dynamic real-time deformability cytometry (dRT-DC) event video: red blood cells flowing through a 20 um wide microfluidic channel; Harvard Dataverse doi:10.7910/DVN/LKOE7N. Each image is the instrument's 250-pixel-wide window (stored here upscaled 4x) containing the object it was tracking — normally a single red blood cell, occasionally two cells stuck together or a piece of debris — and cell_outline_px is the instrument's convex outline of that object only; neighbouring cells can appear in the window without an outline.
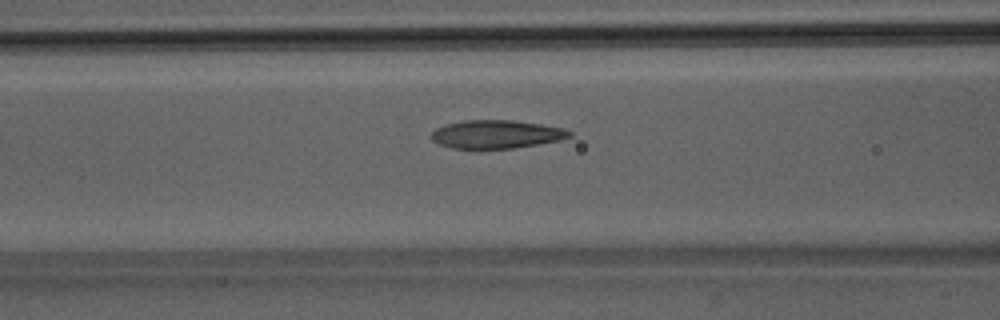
{"species": "Egyptian fruit bat (a non-hibernating species)", "species_latin": "Rousettus aegyptiacus", "temperature_condition": "room temperature", "stored_images_in_passage": 50, "camera_frame_rate_fps": 3000, "um_per_image_px": 0.085, "animal": {"sex": "male"}, "frame": {"image": 1, "passage_image": 21, "time_ms": 6.667, "image_size_px": [1000, 320], "cell_outline_px": [[572, 136], [560, 140], [512, 148], [452, 148], [440, 144], [432, 140], [432, 132], [436, 128], [444, 124], [464, 120], [512, 120], [540, 124], [564, 128], [572, 132]], "centroid_in_image_um": [42.19, 11.4], "position_along_channel_um": 124.4, "area_um2": 22.6}}
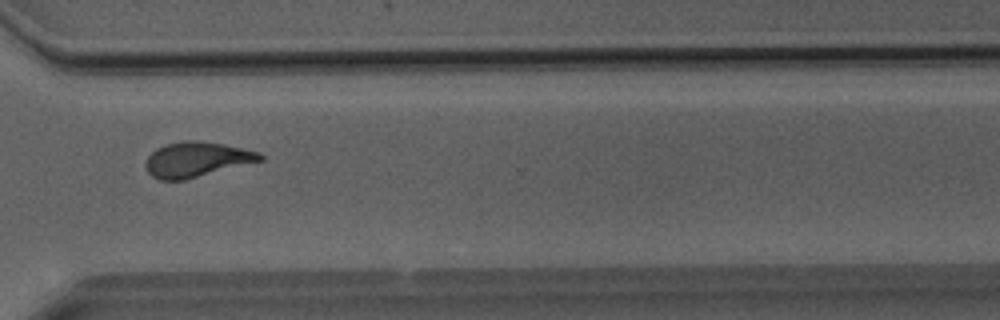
{"frame": {"image": 2, "passage_image": 38, "time_ms": 12.333, "image_size_px": [1000, 320], "cell_outline_px": [[264, 160], [184, 180], [160, 180], [152, 176], [148, 172], [144, 164], [148, 156], [156, 148], [164, 144], [184, 140], [196, 140], [224, 144], [260, 152], [264, 156]], "centroid_in_image_um": [16.7, 13.55], "position_along_channel_um": 353.9, "area_um2": 23.47}}
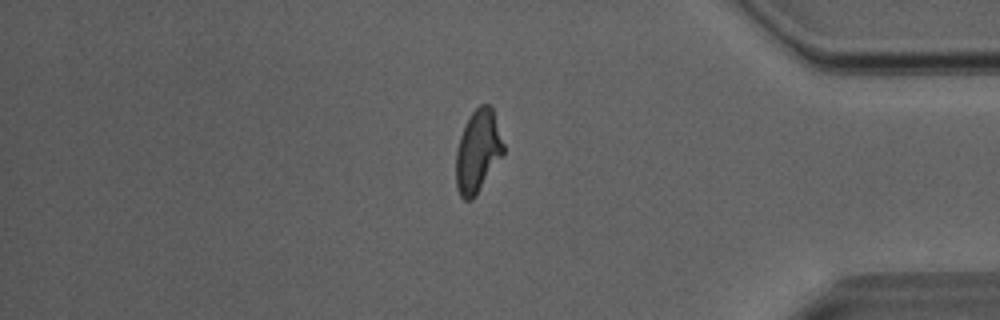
{"frame": {"image": 3, "passage_image": 43, "time_ms": 14.0, "image_size_px": [1000, 320], "cell_outline_px": [[504, 152], [472, 200], [464, 200], [460, 196], [456, 188], [456, 152], [460, 136], [472, 112], [480, 104], [488, 104], [492, 108], [504, 144]], "centroid_in_image_um": [40.6, 12.86], "position_along_channel_um": 394.6, "area_um2": 22.37}, "authors_computed_cell_mechanics": {"area_um2": 23.4379, "velocity_mm_per_s": 4.0533, "shape_relaxation_time_tau1_ms": 6.8172, "shape_relaxation_time_tau2_ms": 2.1214, "deformation_change_tau1": 0.2096, "deformation_change_tau2": 0.1034}}